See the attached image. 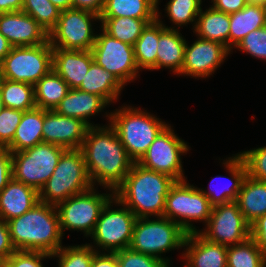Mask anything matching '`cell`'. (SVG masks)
I'll list each match as a JSON object with an SVG mask.
<instances>
[{
    "label": "cell",
    "mask_w": 266,
    "mask_h": 267,
    "mask_svg": "<svg viewBox=\"0 0 266 267\" xmlns=\"http://www.w3.org/2000/svg\"><path fill=\"white\" fill-rule=\"evenodd\" d=\"M0 33L13 47L37 46L48 41V33L22 11L0 13Z\"/></svg>",
    "instance_id": "18"
},
{
    "label": "cell",
    "mask_w": 266,
    "mask_h": 267,
    "mask_svg": "<svg viewBox=\"0 0 266 267\" xmlns=\"http://www.w3.org/2000/svg\"><path fill=\"white\" fill-rule=\"evenodd\" d=\"M12 47L13 46L9 43V41L0 33V63L11 51Z\"/></svg>",
    "instance_id": "51"
},
{
    "label": "cell",
    "mask_w": 266,
    "mask_h": 267,
    "mask_svg": "<svg viewBox=\"0 0 266 267\" xmlns=\"http://www.w3.org/2000/svg\"><path fill=\"white\" fill-rule=\"evenodd\" d=\"M247 168V175L266 182V146L240 152Z\"/></svg>",
    "instance_id": "41"
},
{
    "label": "cell",
    "mask_w": 266,
    "mask_h": 267,
    "mask_svg": "<svg viewBox=\"0 0 266 267\" xmlns=\"http://www.w3.org/2000/svg\"><path fill=\"white\" fill-rule=\"evenodd\" d=\"M176 180L142 167L134 162L114 196L127 206L136 218L163 216L166 196Z\"/></svg>",
    "instance_id": "2"
},
{
    "label": "cell",
    "mask_w": 266,
    "mask_h": 267,
    "mask_svg": "<svg viewBox=\"0 0 266 267\" xmlns=\"http://www.w3.org/2000/svg\"><path fill=\"white\" fill-rule=\"evenodd\" d=\"M99 21L107 34L132 46L148 24L143 19L130 17H100Z\"/></svg>",
    "instance_id": "34"
},
{
    "label": "cell",
    "mask_w": 266,
    "mask_h": 267,
    "mask_svg": "<svg viewBox=\"0 0 266 267\" xmlns=\"http://www.w3.org/2000/svg\"><path fill=\"white\" fill-rule=\"evenodd\" d=\"M123 87L115 75L93 61L77 89L96 94L110 104L118 99Z\"/></svg>",
    "instance_id": "27"
},
{
    "label": "cell",
    "mask_w": 266,
    "mask_h": 267,
    "mask_svg": "<svg viewBox=\"0 0 266 267\" xmlns=\"http://www.w3.org/2000/svg\"><path fill=\"white\" fill-rule=\"evenodd\" d=\"M266 26V7L263 4L248 3L243 9L230 14L229 50L254 30Z\"/></svg>",
    "instance_id": "26"
},
{
    "label": "cell",
    "mask_w": 266,
    "mask_h": 267,
    "mask_svg": "<svg viewBox=\"0 0 266 267\" xmlns=\"http://www.w3.org/2000/svg\"><path fill=\"white\" fill-rule=\"evenodd\" d=\"M89 127L81 119L60 115L55 110H44L43 142L64 149H80Z\"/></svg>",
    "instance_id": "17"
},
{
    "label": "cell",
    "mask_w": 266,
    "mask_h": 267,
    "mask_svg": "<svg viewBox=\"0 0 266 267\" xmlns=\"http://www.w3.org/2000/svg\"><path fill=\"white\" fill-rule=\"evenodd\" d=\"M235 202L251 225L266 214V182L246 175Z\"/></svg>",
    "instance_id": "25"
},
{
    "label": "cell",
    "mask_w": 266,
    "mask_h": 267,
    "mask_svg": "<svg viewBox=\"0 0 266 267\" xmlns=\"http://www.w3.org/2000/svg\"><path fill=\"white\" fill-rule=\"evenodd\" d=\"M65 150L55 144L42 142L24 151L13 152V179L39 192L52 176Z\"/></svg>",
    "instance_id": "9"
},
{
    "label": "cell",
    "mask_w": 266,
    "mask_h": 267,
    "mask_svg": "<svg viewBox=\"0 0 266 267\" xmlns=\"http://www.w3.org/2000/svg\"><path fill=\"white\" fill-rule=\"evenodd\" d=\"M91 53L93 60L123 85L133 81L139 73L133 46L111 37L103 29L101 34H96Z\"/></svg>",
    "instance_id": "14"
},
{
    "label": "cell",
    "mask_w": 266,
    "mask_h": 267,
    "mask_svg": "<svg viewBox=\"0 0 266 267\" xmlns=\"http://www.w3.org/2000/svg\"><path fill=\"white\" fill-rule=\"evenodd\" d=\"M201 2L202 0H170L167 3L166 13L177 27L189 22L196 25L197 17L202 9Z\"/></svg>",
    "instance_id": "38"
},
{
    "label": "cell",
    "mask_w": 266,
    "mask_h": 267,
    "mask_svg": "<svg viewBox=\"0 0 266 267\" xmlns=\"http://www.w3.org/2000/svg\"><path fill=\"white\" fill-rule=\"evenodd\" d=\"M107 105L109 104L96 94L70 89L55 111L60 115L78 118L89 126H94L89 122V117L101 112Z\"/></svg>",
    "instance_id": "23"
},
{
    "label": "cell",
    "mask_w": 266,
    "mask_h": 267,
    "mask_svg": "<svg viewBox=\"0 0 266 267\" xmlns=\"http://www.w3.org/2000/svg\"><path fill=\"white\" fill-rule=\"evenodd\" d=\"M235 48L255 58L266 60V26L249 32Z\"/></svg>",
    "instance_id": "42"
},
{
    "label": "cell",
    "mask_w": 266,
    "mask_h": 267,
    "mask_svg": "<svg viewBox=\"0 0 266 267\" xmlns=\"http://www.w3.org/2000/svg\"><path fill=\"white\" fill-rule=\"evenodd\" d=\"M21 11L33 17L48 34L56 27L61 13L49 0H23Z\"/></svg>",
    "instance_id": "36"
},
{
    "label": "cell",
    "mask_w": 266,
    "mask_h": 267,
    "mask_svg": "<svg viewBox=\"0 0 266 267\" xmlns=\"http://www.w3.org/2000/svg\"><path fill=\"white\" fill-rule=\"evenodd\" d=\"M213 205L200 188L183 181H176L166 196L163 216L176 222L187 233L199 232L191 221L208 222ZM179 218V219H177Z\"/></svg>",
    "instance_id": "7"
},
{
    "label": "cell",
    "mask_w": 266,
    "mask_h": 267,
    "mask_svg": "<svg viewBox=\"0 0 266 267\" xmlns=\"http://www.w3.org/2000/svg\"><path fill=\"white\" fill-rule=\"evenodd\" d=\"M211 2L214 9L226 14L236 13L248 4L246 0H212Z\"/></svg>",
    "instance_id": "47"
},
{
    "label": "cell",
    "mask_w": 266,
    "mask_h": 267,
    "mask_svg": "<svg viewBox=\"0 0 266 267\" xmlns=\"http://www.w3.org/2000/svg\"><path fill=\"white\" fill-rule=\"evenodd\" d=\"M93 20H100V16L88 10L71 8L61 11L56 27L48 34L51 46L66 50H91L96 40Z\"/></svg>",
    "instance_id": "12"
},
{
    "label": "cell",
    "mask_w": 266,
    "mask_h": 267,
    "mask_svg": "<svg viewBox=\"0 0 266 267\" xmlns=\"http://www.w3.org/2000/svg\"><path fill=\"white\" fill-rule=\"evenodd\" d=\"M39 201V192L13 178L0 192V219L8 222L32 209Z\"/></svg>",
    "instance_id": "22"
},
{
    "label": "cell",
    "mask_w": 266,
    "mask_h": 267,
    "mask_svg": "<svg viewBox=\"0 0 266 267\" xmlns=\"http://www.w3.org/2000/svg\"><path fill=\"white\" fill-rule=\"evenodd\" d=\"M186 235L179 224L164 216L155 220L136 218L129 248L161 259L169 266L170 260L161 257V253L183 247Z\"/></svg>",
    "instance_id": "6"
},
{
    "label": "cell",
    "mask_w": 266,
    "mask_h": 267,
    "mask_svg": "<svg viewBox=\"0 0 266 267\" xmlns=\"http://www.w3.org/2000/svg\"><path fill=\"white\" fill-rule=\"evenodd\" d=\"M92 187L94 186L81 149H66L52 176L39 191V201L57 206L69 197L84 193Z\"/></svg>",
    "instance_id": "5"
},
{
    "label": "cell",
    "mask_w": 266,
    "mask_h": 267,
    "mask_svg": "<svg viewBox=\"0 0 266 267\" xmlns=\"http://www.w3.org/2000/svg\"><path fill=\"white\" fill-rule=\"evenodd\" d=\"M4 260L0 258V267H3Z\"/></svg>",
    "instance_id": "55"
},
{
    "label": "cell",
    "mask_w": 266,
    "mask_h": 267,
    "mask_svg": "<svg viewBox=\"0 0 266 267\" xmlns=\"http://www.w3.org/2000/svg\"><path fill=\"white\" fill-rule=\"evenodd\" d=\"M51 255L39 251L16 250L6 260L3 267H44L42 260Z\"/></svg>",
    "instance_id": "43"
},
{
    "label": "cell",
    "mask_w": 266,
    "mask_h": 267,
    "mask_svg": "<svg viewBox=\"0 0 266 267\" xmlns=\"http://www.w3.org/2000/svg\"><path fill=\"white\" fill-rule=\"evenodd\" d=\"M4 108H5V106H4V103H3V100H2V96L0 94V113Z\"/></svg>",
    "instance_id": "54"
},
{
    "label": "cell",
    "mask_w": 266,
    "mask_h": 267,
    "mask_svg": "<svg viewBox=\"0 0 266 267\" xmlns=\"http://www.w3.org/2000/svg\"><path fill=\"white\" fill-rule=\"evenodd\" d=\"M94 190L92 187L56 206L62 235L66 229L83 231L85 236L92 234L102 209L114 197V192L98 194Z\"/></svg>",
    "instance_id": "11"
},
{
    "label": "cell",
    "mask_w": 266,
    "mask_h": 267,
    "mask_svg": "<svg viewBox=\"0 0 266 267\" xmlns=\"http://www.w3.org/2000/svg\"><path fill=\"white\" fill-rule=\"evenodd\" d=\"M7 223L15 250L53 255L63 247L56 206L38 202L32 209Z\"/></svg>",
    "instance_id": "3"
},
{
    "label": "cell",
    "mask_w": 266,
    "mask_h": 267,
    "mask_svg": "<svg viewBox=\"0 0 266 267\" xmlns=\"http://www.w3.org/2000/svg\"><path fill=\"white\" fill-rule=\"evenodd\" d=\"M60 11L72 8V0H49Z\"/></svg>",
    "instance_id": "52"
},
{
    "label": "cell",
    "mask_w": 266,
    "mask_h": 267,
    "mask_svg": "<svg viewBox=\"0 0 266 267\" xmlns=\"http://www.w3.org/2000/svg\"><path fill=\"white\" fill-rule=\"evenodd\" d=\"M100 253L98 251L93 255L90 267H119L115 253H105V251L104 254Z\"/></svg>",
    "instance_id": "48"
},
{
    "label": "cell",
    "mask_w": 266,
    "mask_h": 267,
    "mask_svg": "<svg viewBox=\"0 0 266 267\" xmlns=\"http://www.w3.org/2000/svg\"><path fill=\"white\" fill-rule=\"evenodd\" d=\"M230 50L215 41L197 39L191 46L186 41L184 64L180 74L205 78L224 62Z\"/></svg>",
    "instance_id": "16"
},
{
    "label": "cell",
    "mask_w": 266,
    "mask_h": 267,
    "mask_svg": "<svg viewBox=\"0 0 266 267\" xmlns=\"http://www.w3.org/2000/svg\"><path fill=\"white\" fill-rule=\"evenodd\" d=\"M229 25L230 14L211 6L204 12L201 9L193 28L199 38L219 42L229 49Z\"/></svg>",
    "instance_id": "29"
},
{
    "label": "cell",
    "mask_w": 266,
    "mask_h": 267,
    "mask_svg": "<svg viewBox=\"0 0 266 267\" xmlns=\"http://www.w3.org/2000/svg\"><path fill=\"white\" fill-rule=\"evenodd\" d=\"M69 90V85L52 69L34 85L36 107L55 110Z\"/></svg>",
    "instance_id": "31"
},
{
    "label": "cell",
    "mask_w": 266,
    "mask_h": 267,
    "mask_svg": "<svg viewBox=\"0 0 266 267\" xmlns=\"http://www.w3.org/2000/svg\"><path fill=\"white\" fill-rule=\"evenodd\" d=\"M105 0H72V8L83 9L101 14Z\"/></svg>",
    "instance_id": "49"
},
{
    "label": "cell",
    "mask_w": 266,
    "mask_h": 267,
    "mask_svg": "<svg viewBox=\"0 0 266 267\" xmlns=\"http://www.w3.org/2000/svg\"><path fill=\"white\" fill-rule=\"evenodd\" d=\"M119 267H168L161 259L126 248L114 252Z\"/></svg>",
    "instance_id": "39"
},
{
    "label": "cell",
    "mask_w": 266,
    "mask_h": 267,
    "mask_svg": "<svg viewBox=\"0 0 266 267\" xmlns=\"http://www.w3.org/2000/svg\"><path fill=\"white\" fill-rule=\"evenodd\" d=\"M227 267H266V256L250 237L227 247Z\"/></svg>",
    "instance_id": "35"
},
{
    "label": "cell",
    "mask_w": 266,
    "mask_h": 267,
    "mask_svg": "<svg viewBox=\"0 0 266 267\" xmlns=\"http://www.w3.org/2000/svg\"><path fill=\"white\" fill-rule=\"evenodd\" d=\"M100 17H130L148 24L157 19L156 0H105Z\"/></svg>",
    "instance_id": "30"
},
{
    "label": "cell",
    "mask_w": 266,
    "mask_h": 267,
    "mask_svg": "<svg viewBox=\"0 0 266 267\" xmlns=\"http://www.w3.org/2000/svg\"><path fill=\"white\" fill-rule=\"evenodd\" d=\"M80 149L93 186L97 181L112 192L123 183L134 163L110 124L90 126Z\"/></svg>",
    "instance_id": "1"
},
{
    "label": "cell",
    "mask_w": 266,
    "mask_h": 267,
    "mask_svg": "<svg viewBox=\"0 0 266 267\" xmlns=\"http://www.w3.org/2000/svg\"><path fill=\"white\" fill-rule=\"evenodd\" d=\"M185 267H227V247L204 238L199 232L186 235Z\"/></svg>",
    "instance_id": "19"
},
{
    "label": "cell",
    "mask_w": 266,
    "mask_h": 267,
    "mask_svg": "<svg viewBox=\"0 0 266 267\" xmlns=\"http://www.w3.org/2000/svg\"><path fill=\"white\" fill-rule=\"evenodd\" d=\"M53 47L49 40L37 46L12 47L0 63V77L33 86L52 69Z\"/></svg>",
    "instance_id": "8"
},
{
    "label": "cell",
    "mask_w": 266,
    "mask_h": 267,
    "mask_svg": "<svg viewBox=\"0 0 266 267\" xmlns=\"http://www.w3.org/2000/svg\"><path fill=\"white\" fill-rule=\"evenodd\" d=\"M44 109L34 108L24 111L21 121L16 128L12 143L7 147L11 153L32 148L43 142L42 126Z\"/></svg>",
    "instance_id": "28"
},
{
    "label": "cell",
    "mask_w": 266,
    "mask_h": 267,
    "mask_svg": "<svg viewBox=\"0 0 266 267\" xmlns=\"http://www.w3.org/2000/svg\"><path fill=\"white\" fill-rule=\"evenodd\" d=\"M22 110L5 107L0 113V148H7L13 140L23 115Z\"/></svg>",
    "instance_id": "40"
},
{
    "label": "cell",
    "mask_w": 266,
    "mask_h": 267,
    "mask_svg": "<svg viewBox=\"0 0 266 267\" xmlns=\"http://www.w3.org/2000/svg\"><path fill=\"white\" fill-rule=\"evenodd\" d=\"M113 202L122 205L123 208L113 210L111 208ZM135 220L134 213L114 196L102 209L90 235L94 240V245L109 253L130 247Z\"/></svg>",
    "instance_id": "10"
},
{
    "label": "cell",
    "mask_w": 266,
    "mask_h": 267,
    "mask_svg": "<svg viewBox=\"0 0 266 267\" xmlns=\"http://www.w3.org/2000/svg\"><path fill=\"white\" fill-rule=\"evenodd\" d=\"M12 178V153L8 148H0V192Z\"/></svg>",
    "instance_id": "44"
},
{
    "label": "cell",
    "mask_w": 266,
    "mask_h": 267,
    "mask_svg": "<svg viewBox=\"0 0 266 267\" xmlns=\"http://www.w3.org/2000/svg\"><path fill=\"white\" fill-rule=\"evenodd\" d=\"M250 237L266 256V214L250 225Z\"/></svg>",
    "instance_id": "45"
},
{
    "label": "cell",
    "mask_w": 266,
    "mask_h": 267,
    "mask_svg": "<svg viewBox=\"0 0 266 267\" xmlns=\"http://www.w3.org/2000/svg\"><path fill=\"white\" fill-rule=\"evenodd\" d=\"M23 0H0V13L21 11Z\"/></svg>",
    "instance_id": "50"
},
{
    "label": "cell",
    "mask_w": 266,
    "mask_h": 267,
    "mask_svg": "<svg viewBox=\"0 0 266 267\" xmlns=\"http://www.w3.org/2000/svg\"><path fill=\"white\" fill-rule=\"evenodd\" d=\"M246 1H247V3L266 5V0H246Z\"/></svg>",
    "instance_id": "53"
},
{
    "label": "cell",
    "mask_w": 266,
    "mask_h": 267,
    "mask_svg": "<svg viewBox=\"0 0 266 267\" xmlns=\"http://www.w3.org/2000/svg\"><path fill=\"white\" fill-rule=\"evenodd\" d=\"M157 7V20L159 21V41L157 47L156 70L162 67L180 75L184 64L185 44L184 39L175 27L165 26L159 19Z\"/></svg>",
    "instance_id": "21"
},
{
    "label": "cell",
    "mask_w": 266,
    "mask_h": 267,
    "mask_svg": "<svg viewBox=\"0 0 266 267\" xmlns=\"http://www.w3.org/2000/svg\"><path fill=\"white\" fill-rule=\"evenodd\" d=\"M206 226L207 228L199 233L207 240L226 247L245 242L250 238V224L245 220L235 201L213 206Z\"/></svg>",
    "instance_id": "15"
},
{
    "label": "cell",
    "mask_w": 266,
    "mask_h": 267,
    "mask_svg": "<svg viewBox=\"0 0 266 267\" xmlns=\"http://www.w3.org/2000/svg\"><path fill=\"white\" fill-rule=\"evenodd\" d=\"M98 252L93 245L84 244L78 246L62 247L52 257L59 258L58 267H90L93 255Z\"/></svg>",
    "instance_id": "37"
},
{
    "label": "cell",
    "mask_w": 266,
    "mask_h": 267,
    "mask_svg": "<svg viewBox=\"0 0 266 267\" xmlns=\"http://www.w3.org/2000/svg\"><path fill=\"white\" fill-rule=\"evenodd\" d=\"M114 112L106 115L110 119L109 124L134 162L141 159L157 135L168 125L148 112L130 106L124 105Z\"/></svg>",
    "instance_id": "4"
},
{
    "label": "cell",
    "mask_w": 266,
    "mask_h": 267,
    "mask_svg": "<svg viewBox=\"0 0 266 267\" xmlns=\"http://www.w3.org/2000/svg\"><path fill=\"white\" fill-rule=\"evenodd\" d=\"M188 149L187 143L167 125L137 163L146 169L164 173L176 181H183L185 176L180 156Z\"/></svg>",
    "instance_id": "13"
},
{
    "label": "cell",
    "mask_w": 266,
    "mask_h": 267,
    "mask_svg": "<svg viewBox=\"0 0 266 267\" xmlns=\"http://www.w3.org/2000/svg\"><path fill=\"white\" fill-rule=\"evenodd\" d=\"M0 94L7 108L29 111L36 108L34 86L0 77Z\"/></svg>",
    "instance_id": "33"
},
{
    "label": "cell",
    "mask_w": 266,
    "mask_h": 267,
    "mask_svg": "<svg viewBox=\"0 0 266 267\" xmlns=\"http://www.w3.org/2000/svg\"><path fill=\"white\" fill-rule=\"evenodd\" d=\"M223 164H225L226 169L228 168L227 170L232 177L228 178V180H231L228 181L229 184L227 183L226 186L225 183V187H220V189L222 188L221 190L218 188L215 190L214 186L212 188L211 185L214 181H216V179H227L225 176H216L215 178L211 179L212 182L209 184V191L200 189L213 206L236 201L242 182L247 175L246 164L239 154L229 157L227 161L223 162Z\"/></svg>",
    "instance_id": "24"
},
{
    "label": "cell",
    "mask_w": 266,
    "mask_h": 267,
    "mask_svg": "<svg viewBox=\"0 0 266 267\" xmlns=\"http://www.w3.org/2000/svg\"><path fill=\"white\" fill-rule=\"evenodd\" d=\"M159 41V21L146 25L133 45L138 69L156 70L157 47Z\"/></svg>",
    "instance_id": "32"
},
{
    "label": "cell",
    "mask_w": 266,
    "mask_h": 267,
    "mask_svg": "<svg viewBox=\"0 0 266 267\" xmlns=\"http://www.w3.org/2000/svg\"><path fill=\"white\" fill-rule=\"evenodd\" d=\"M15 251L11 243L8 223L0 219V258L6 260Z\"/></svg>",
    "instance_id": "46"
},
{
    "label": "cell",
    "mask_w": 266,
    "mask_h": 267,
    "mask_svg": "<svg viewBox=\"0 0 266 267\" xmlns=\"http://www.w3.org/2000/svg\"><path fill=\"white\" fill-rule=\"evenodd\" d=\"M91 50L53 48V70L69 85L77 89L93 62Z\"/></svg>",
    "instance_id": "20"
}]
</instances>
